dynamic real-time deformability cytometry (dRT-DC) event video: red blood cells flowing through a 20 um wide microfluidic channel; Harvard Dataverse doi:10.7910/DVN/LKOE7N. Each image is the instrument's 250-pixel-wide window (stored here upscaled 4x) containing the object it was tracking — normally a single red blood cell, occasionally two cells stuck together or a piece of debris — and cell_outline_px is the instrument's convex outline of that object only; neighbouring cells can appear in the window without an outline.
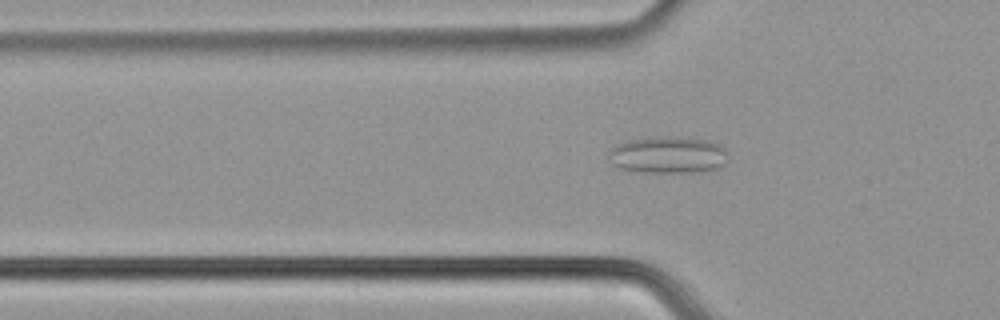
{"species": "common noctule bat (a hibernating species)", "species_latin": "Nyctalus noctula", "temperature_condition": "cold", "stored_images_in_passage": 49, "camera_frame_rate_fps": 3000, "um_per_image_px": 0.085, "animal": {"sex": "male", "body_mass_g": 21.5, "forearm_length_mm": 52.0}, "frame": {"image": 1, "passage_image": 12, "time_ms": 3.667, "image_size_px": [1000, 320], "cell_outline_px": [[728, 160], [720, 168], [700, 172], [644, 172], [620, 168], [612, 164], [608, 152], [616, 144], [624, 140], [656, 136], [668, 136], [708, 140], [720, 144], [724, 148]], "centroid_in_image_um": [56.79, 13.16], "position_along_channel_um": 69.0, "area_um2": 25.95}}
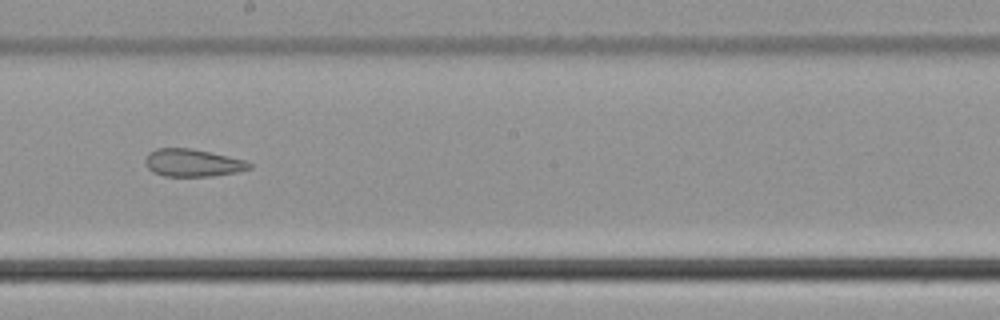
{"frame": {"image": 2, "passage_image": 25, "time_ms": 8.0, "image_size_px": [1000, 320], "cell_outline_px": [[252, 168], [240, 172], [212, 176], [164, 176], [152, 172], [144, 164], [144, 160], [148, 152], [156, 148], [192, 148], [228, 156], [244, 160], [252, 164]], "centroid_in_image_um": [16.36, 13.84], "position_along_channel_um": 231.8, "area_um2": 16.94}}
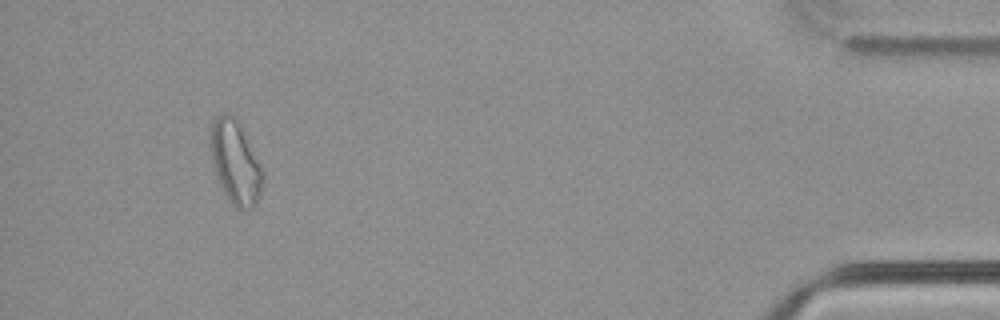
{"frame": {"image": 3, "passage_image": 45, "time_ms": 14.667, "image_size_px": [1000, 320], "cell_outline_px": [[264, 180], [260, 196], [252, 208], [240, 212], [232, 204], [224, 192], [220, 184], [212, 164], [212, 124], [216, 116], [224, 112], [232, 112], [236, 116], [264, 172]], "centroid_in_image_um": [20.04, 13.82], "position_along_channel_um": 415.2, "area_um2": 25.32}, "authors_computed_cell_mechanics": {"area_um2": 21.386, "velocity_mm_per_s": 3.7797, "shape_relaxation_time_tau1_ms": null, "shape_relaxation_time_tau2_ms": 3.5166, "deformation_change_tau1": null, "deformation_change_tau2": 0.1194}}